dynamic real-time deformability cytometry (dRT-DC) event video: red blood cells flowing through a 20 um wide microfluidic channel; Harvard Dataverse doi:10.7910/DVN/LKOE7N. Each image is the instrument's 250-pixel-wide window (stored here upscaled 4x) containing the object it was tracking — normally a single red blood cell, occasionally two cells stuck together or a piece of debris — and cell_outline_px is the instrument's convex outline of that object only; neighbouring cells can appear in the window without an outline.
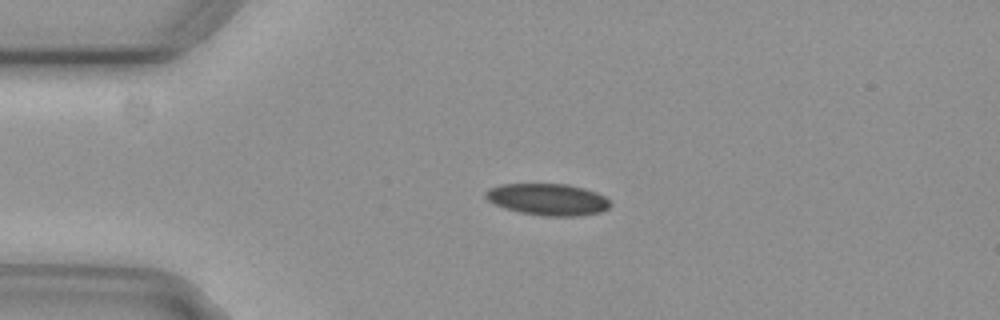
{"species": "common noctule bat (a hibernating species)", "species_latin": "Nyctalus noctula", "temperature_condition": "cold", "stored_images_in_passage": 2, "camera_frame_rate_fps": 3000, "um_per_image_px": 0.085, "animal": {"sex": "female", "body_mass_g": 29.2, "forearm_length_mm": 56.3}, "frame": {"image": 1, "passage_image": 1, "time_ms": 0.0, "image_size_px": [1000, 320], "cell_outline_px": [[612, 204], [608, 208], [600, 212], [576, 216], [544, 216], [520, 212], [504, 208], [488, 200], [484, 196], [484, 192], [488, 188], [500, 184], [568, 184], [584, 188], [596, 192], [604, 196]], "centroid_in_image_um": [46.55, 16.94], "position_along_channel_um": 38.5, "area_um2": 23.06}}